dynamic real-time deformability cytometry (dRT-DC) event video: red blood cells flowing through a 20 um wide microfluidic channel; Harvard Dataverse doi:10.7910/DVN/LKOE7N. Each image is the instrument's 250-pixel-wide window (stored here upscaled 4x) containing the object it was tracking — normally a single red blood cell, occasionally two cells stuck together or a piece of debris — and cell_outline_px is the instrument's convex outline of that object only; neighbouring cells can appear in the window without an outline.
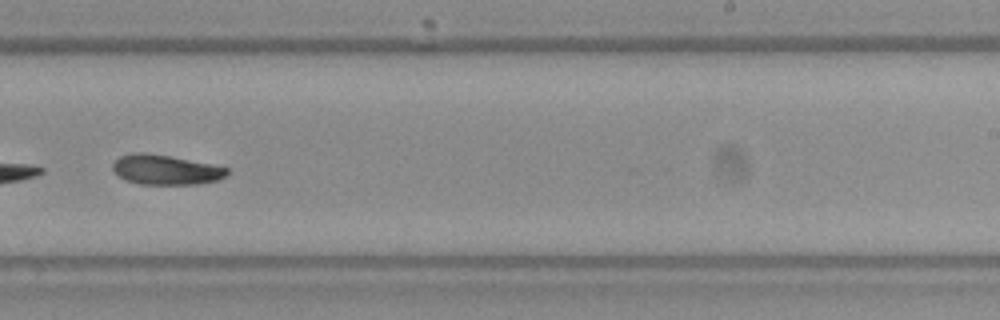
{"species": "Egyptian fruit bat (a non-hibernating species)", "species_latin": "Rousettus aegyptiacus", "temperature_condition": "warm", "stored_images_in_passage": 50, "segment_of_instrument_passage": [2, 2], "camera_frame_rate_fps": 3000, "um_per_image_px": 0.085, "frame": {"image": 1, "passage_image": 33, "time_ms": 10.667, "image_size_px": [1000, 320], "cell_outline_px": [[228, 176], [216, 180], [200, 184], [140, 184], [124, 180], [112, 168], [112, 164], [120, 156], [132, 152], [144, 152], [168, 156], [212, 164], [228, 168]], "centroid_in_image_um": [14.08, 14.43], "position_along_channel_um": 274.9, "area_um2": 19.83}}
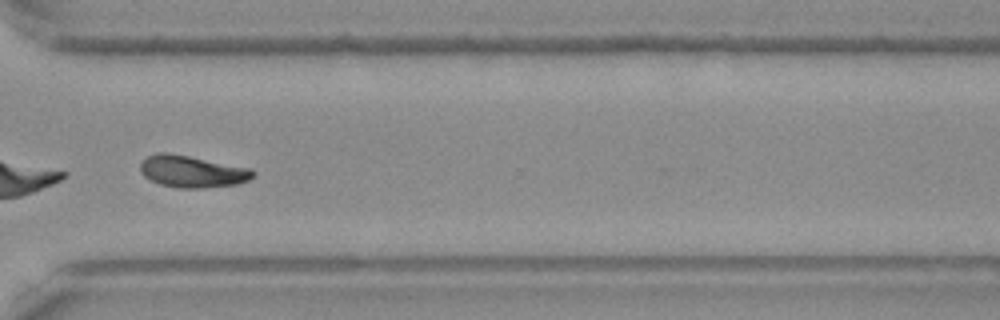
{"frame": {"image": 2, "passage_image": 39, "time_ms": 12.667, "image_size_px": [1000, 320], "cell_outline_px": [[256, 172], [248, 180], [236, 184], [204, 188], [176, 188], [160, 184], [144, 176], [140, 172], [140, 164], [148, 156], [156, 152], [168, 152], [252, 168]], "centroid_in_image_um": [16.33, 14.57], "position_along_channel_um": 354.3, "area_um2": 20.98}}